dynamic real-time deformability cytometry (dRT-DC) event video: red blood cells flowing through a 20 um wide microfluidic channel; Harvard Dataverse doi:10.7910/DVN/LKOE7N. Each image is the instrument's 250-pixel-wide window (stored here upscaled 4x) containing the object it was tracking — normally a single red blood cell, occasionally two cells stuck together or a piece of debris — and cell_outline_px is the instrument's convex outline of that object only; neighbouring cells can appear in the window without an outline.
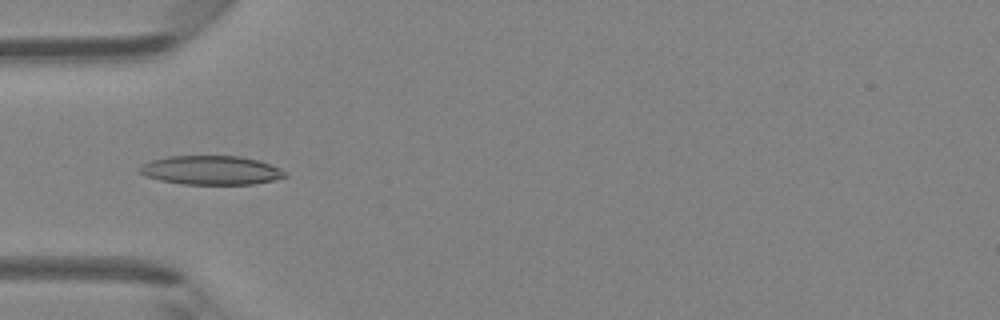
{"species": "Egyptian fruit bat (a non-hibernating species)", "species_latin": "Rousettus aegyptiacus", "temperature_condition": "room temperature", "stored_images_in_passage": 34, "camera_frame_rate_fps": 3000, "um_per_image_px": 0.085, "animal": {"sex": "female"}, "frame": {"image": 1, "passage_image": 2, "time_ms": 0.333, "image_size_px": [1000, 320], "cell_outline_px": [[288, 176], [256, 184], [184, 184], [160, 180], [144, 176], [140, 172], [140, 168], [144, 164], [152, 160], [168, 156], [240, 156], [256, 160], [280, 168], [288, 172]], "centroid_in_image_um": [17.97, 14.47], "position_along_channel_um": 67.0, "area_um2": 24.39}}
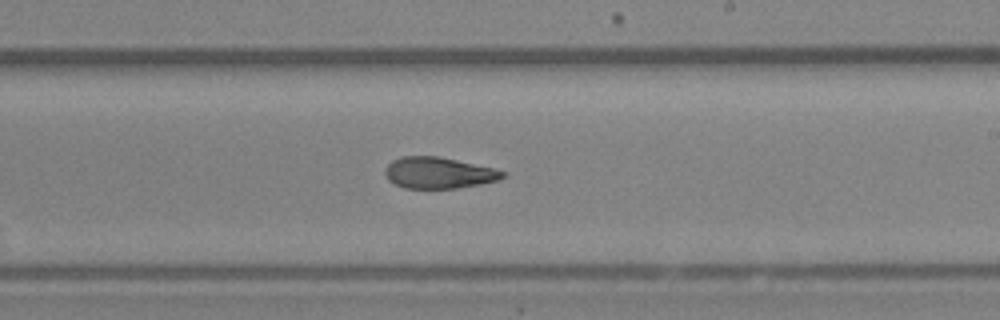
{"frame": {"image": 2, "passage_image": 15, "time_ms": 4.667, "image_size_px": [1000, 320], "cell_outline_px": [[504, 176], [496, 180], [480, 184], [456, 188], [404, 188], [388, 180], [384, 172], [384, 168], [392, 160], [400, 156], [440, 156], [492, 168], [504, 172]], "centroid_in_image_um": [37.21, 14.68], "position_along_channel_um": 251.8, "area_um2": 21.27}}
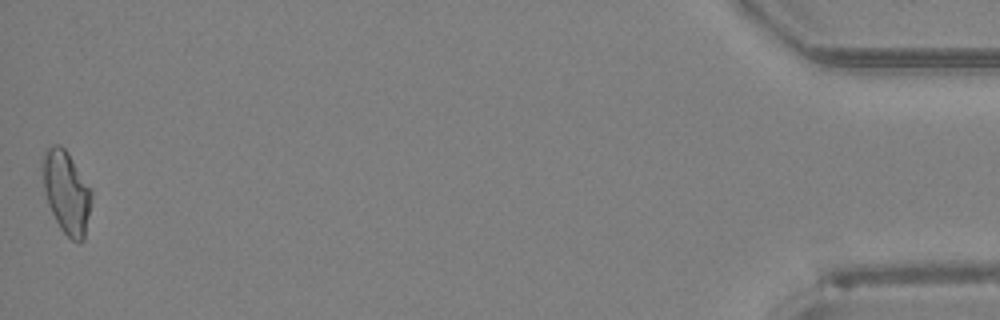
{"frame": {"image": 3, "passage_image": 34, "time_ms": 11.0, "image_size_px": [1000, 320], "cell_outline_px": [[92, 196], [84, 240], [80, 244], [72, 240], [60, 228], [48, 204], [44, 192], [40, 160], [44, 152], [52, 144], [60, 144], [68, 152], [92, 188]], "centroid_in_image_um": [5.64, 16.3], "position_along_channel_um": 429.6, "area_um2": 23.99}, "authors_computed_cell_mechanics": {"area_um2": 22.3108, "velocity_mm_per_s": 4.2816, "shape_relaxation_time_tau1_ms": null, "shape_relaxation_time_tau2_ms": 3.5416, "deformation_change_tau1": null, "deformation_change_tau2": 0.1176}}